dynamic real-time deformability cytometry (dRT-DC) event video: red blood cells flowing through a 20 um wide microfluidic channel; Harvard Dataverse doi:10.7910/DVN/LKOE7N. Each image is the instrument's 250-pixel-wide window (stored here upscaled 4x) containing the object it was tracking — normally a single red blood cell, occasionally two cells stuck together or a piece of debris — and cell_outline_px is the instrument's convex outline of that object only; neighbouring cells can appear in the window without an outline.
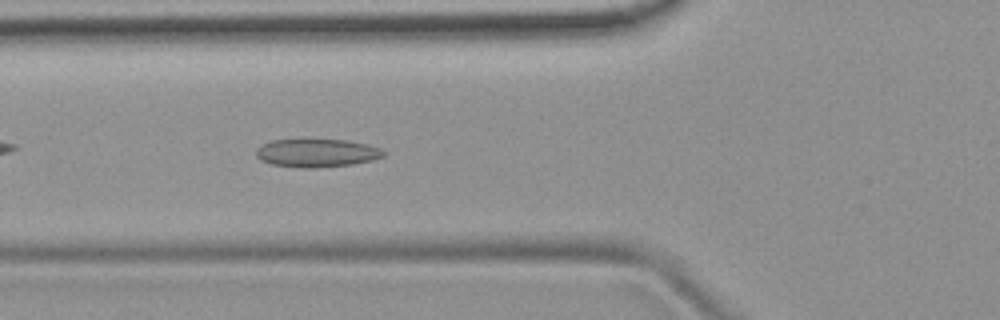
{"species": "common noctule bat (a hibernating species)", "species_latin": "Nyctalus noctula", "temperature_condition": "room temperature", "stored_images_in_passage": 41, "camera_frame_rate_fps": 3000, "um_per_image_px": 0.085, "animal": {"sex": "female", "body_mass_g": 19.9}, "frame": {"image": 1, "passage_image": 7, "time_ms": 2.0, "image_size_px": [1000, 320], "cell_outline_px": [[388, 152], [384, 156], [372, 160], [352, 164], [316, 168], [300, 168], [272, 164], [260, 160], [256, 156], [256, 148], [260, 144], [272, 140], [344, 140], [368, 144], [380, 148]], "centroid_in_image_um": [26.92, 13.01], "position_along_channel_um": 98.9, "area_um2": 21.04}}
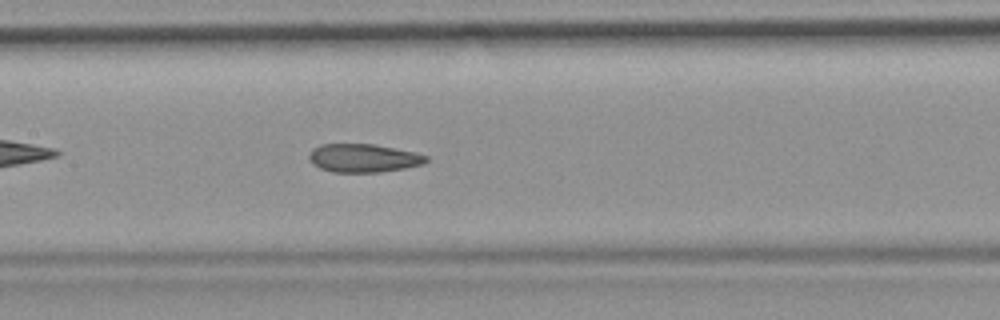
{"frame": {"image": 2, "passage_image": 13, "time_ms": 4.0, "image_size_px": [1000, 320], "cell_outline_px": [[428, 160], [424, 164], [404, 168], [380, 172], [332, 172], [320, 168], [312, 164], [308, 160], [308, 156], [312, 148], [320, 144], [372, 144], [416, 152], [428, 156]], "centroid_in_image_um": [30.87, 13.43], "position_along_channel_um": 176.5, "area_um2": 19.48}}
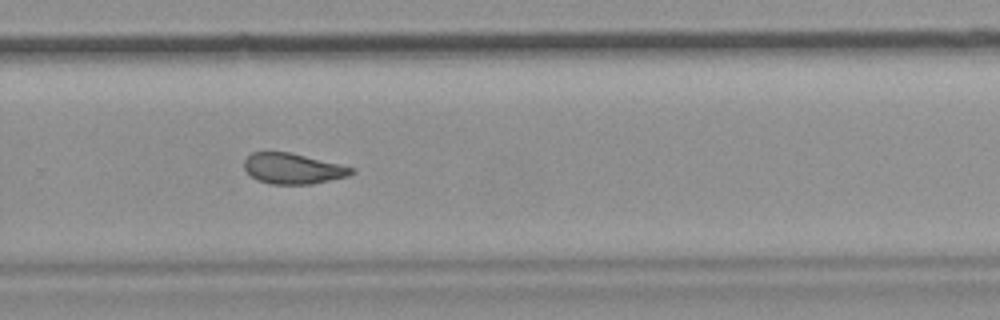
{"frame": {"image": 3, "passage_image": 23, "time_ms": 7.333, "image_size_px": [1000, 320], "cell_outline_px": [[356, 172], [348, 176], [312, 184], [272, 184], [256, 180], [244, 168], [244, 160], [252, 152], [292, 152], [356, 168]], "centroid_in_image_um": [24.92, 14.32], "position_along_channel_um": 304.9, "area_um2": 19.25}, "authors_computed_cell_mechanics": {"area_um2": 20.1144, "velocity_mm_per_s": 3.859, "shape_relaxation_time_tau1_ms": null, "shape_relaxation_time_tau2_ms": 2.412, "deformation_change_tau1": null, "deformation_change_tau2": 0.0836}}